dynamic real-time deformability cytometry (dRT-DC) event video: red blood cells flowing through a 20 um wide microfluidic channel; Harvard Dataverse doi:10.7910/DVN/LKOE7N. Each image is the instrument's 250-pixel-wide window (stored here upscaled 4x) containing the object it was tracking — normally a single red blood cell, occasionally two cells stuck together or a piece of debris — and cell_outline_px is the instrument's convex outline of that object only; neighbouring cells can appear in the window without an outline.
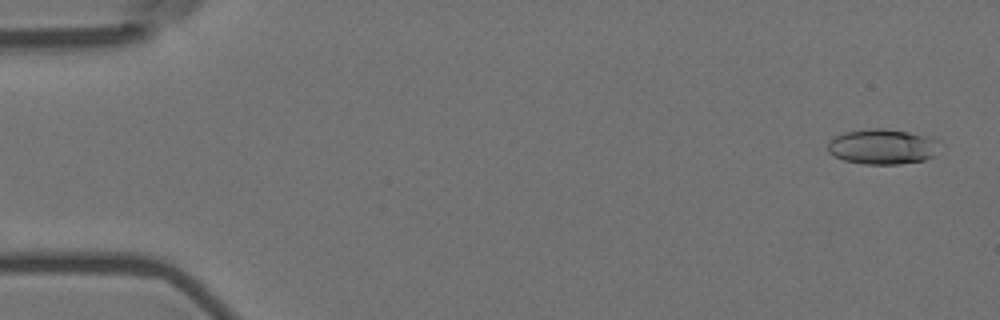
{"species": "Egyptian fruit bat (a non-hibernating species)", "species_latin": "Rousettus aegyptiacus", "temperature_condition": "room temperature", "stored_images_in_passage": 57, "camera_frame_rate_fps": 3000, "um_per_image_px": 0.085, "animal": {"sex": "female"}, "frame": {"image": 1, "passage_image": 3, "time_ms": 0.667, "image_size_px": [1000, 320], "cell_outline_px": [[940, 140], [932, 156], [924, 160], [900, 164], [864, 164], [844, 160], [828, 152], [828, 140], [844, 132], [868, 128], [884, 128], [936, 136]], "centroid_in_image_um": [75.03, 12.44], "position_along_channel_um": 10.0, "area_um2": 23.24}}
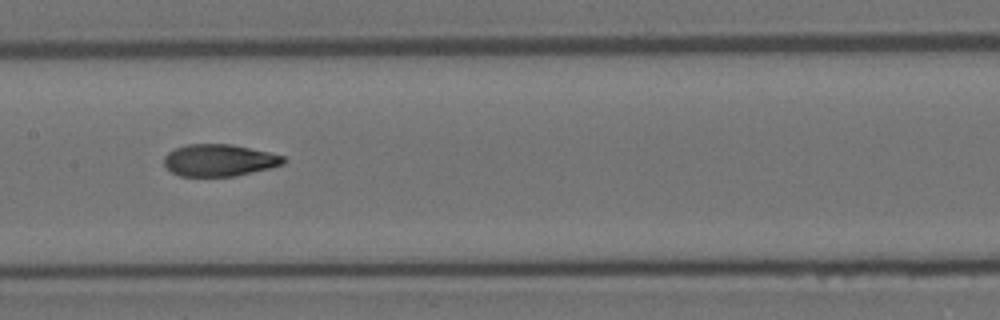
{"frame": {"image": 2, "passage_image": 29, "time_ms": 9.333, "image_size_px": [1000, 320], "cell_outline_px": [[288, 160], [284, 164], [272, 168], [236, 176], [180, 176], [172, 172], [164, 164], [164, 156], [168, 152], [176, 148], [188, 144], [232, 144], [268, 152], [284, 156]], "centroid_in_image_um": [18.67, 13.62], "position_along_channel_um": 188.7, "area_um2": 22.37}}
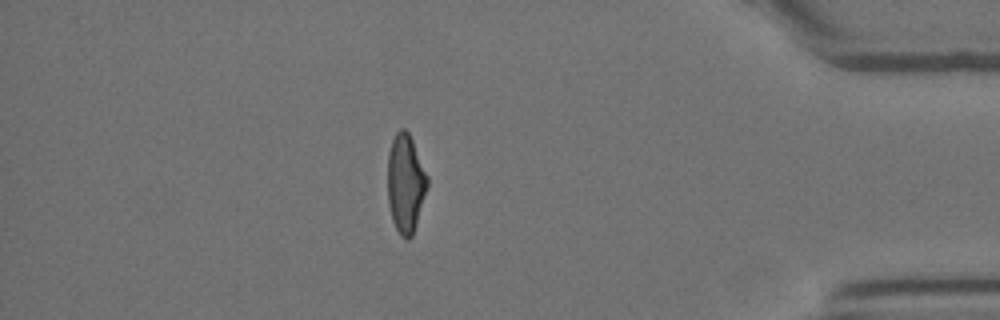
{"frame": {"image": 3, "passage_image": 50, "time_ms": 16.333, "image_size_px": [1000, 320], "cell_outline_px": [[428, 184], [416, 224], [412, 236], [408, 240], [400, 236], [392, 220], [388, 204], [388, 152], [392, 140], [396, 132], [400, 128], [404, 128], [408, 132], [412, 140], [428, 176]], "centroid_in_image_um": [34.46, 15.59], "position_along_channel_um": 400.7, "area_um2": 22.72}, "authors_computed_cell_mechanics": {"area_um2": 22.831, "velocity_mm_per_s": 3.5847, "shape_relaxation_time_tau1_ms": 5.9807, "shape_relaxation_time_tau2_ms": 2.2871, "deformation_change_tau1": 0.2106, "deformation_change_tau2": 0.0762}}